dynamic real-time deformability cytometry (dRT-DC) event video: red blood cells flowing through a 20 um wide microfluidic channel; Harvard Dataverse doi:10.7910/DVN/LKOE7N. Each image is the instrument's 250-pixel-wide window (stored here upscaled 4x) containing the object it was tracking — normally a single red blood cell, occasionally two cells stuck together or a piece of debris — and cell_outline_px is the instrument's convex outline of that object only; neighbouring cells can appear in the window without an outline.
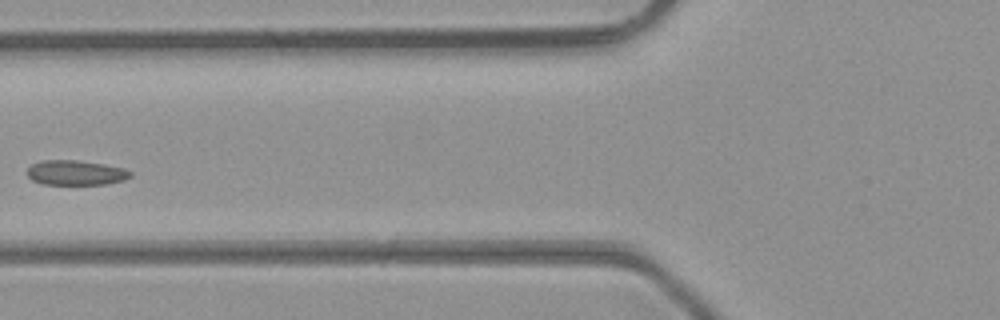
{"species": "common noctule bat (a hibernating species)", "species_latin": "Nyctalus noctula", "temperature_condition": "room temperature", "stored_images_in_passage": 5, "camera_frame_rate_fps": 3000, "um_per_image_px": 0.085, "animal": {"sex": "male", "body_mass_g": 23.1, "forearm_length_mm": 52.7}, "frame": {"image": 1, "passage_image": 5, "time_ms": 1.333, "image_size_px": [1000, 320], "cell_outline_px": [[132, 176], [124, 180], [104, 184], [44, 184], [32, 180], [28, 176], [28, 168], [32, 164], [40, 160], [76, 160], [104, 164], [124, 168], [132, 172]], "centroid_in_image_um": [6.45, 14.67], "position_along_channel_um": 119.4, "area_um2": 14.91}}